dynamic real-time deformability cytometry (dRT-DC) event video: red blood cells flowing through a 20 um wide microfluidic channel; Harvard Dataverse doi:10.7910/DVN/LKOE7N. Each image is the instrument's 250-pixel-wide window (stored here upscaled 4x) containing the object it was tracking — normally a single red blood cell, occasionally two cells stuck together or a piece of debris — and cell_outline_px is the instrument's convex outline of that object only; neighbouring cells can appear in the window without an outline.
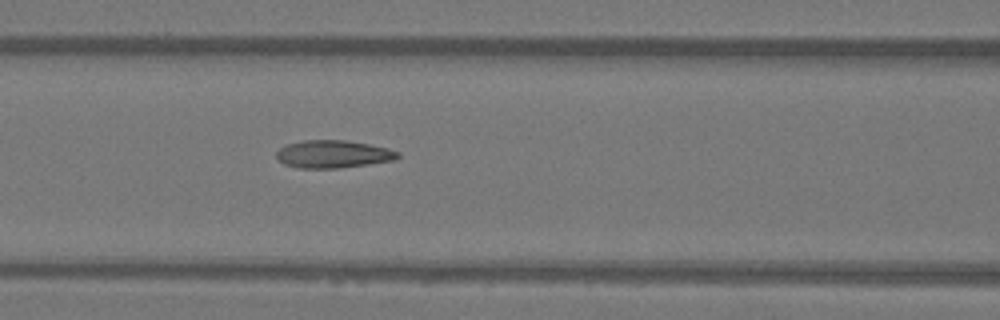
{"species": "Egyptian fruit bat (a non-hibernating species)", "species_latin": "Rousettus aegyptiacus", "temperature_condition": "warm", "stored_images_in_passage": 6, "camera_frame_rate_fps": 3000, "um_per_image_px": 0.085, "animal": {"sex": "female"}, "frame": {"image": 1, "passage_image": 6, "time_ms": 1.667, "image_size_px": [1000, 320], "cell_outline_px": [[400, 156], [396, 160], [368, 164], [336, 168], [296, 168], [284, 164], [276, 156], [276, 152], [280, 148], [288, 144], [304, 140], [344, 140], [368, 144], [388, 148], [400, 152]], "centroid_in_image_um": [28.33, 13.1], "position_along_channel_um": 138.3, "area_um2": 19.54}}